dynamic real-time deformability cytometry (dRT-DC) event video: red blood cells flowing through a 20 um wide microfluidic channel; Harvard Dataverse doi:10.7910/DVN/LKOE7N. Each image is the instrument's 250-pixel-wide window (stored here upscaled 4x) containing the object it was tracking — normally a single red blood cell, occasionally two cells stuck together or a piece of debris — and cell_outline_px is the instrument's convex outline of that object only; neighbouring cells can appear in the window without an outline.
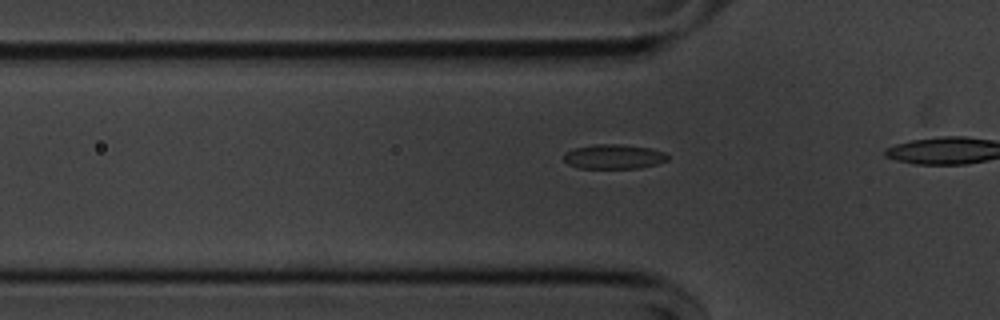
{"species": "common noctule bat (a hibernating species)", "species_latin": "Nyctalus noctula", "temperature_condition": "cold", "stored_images_in_passage": 9, "camera_frame_rate_fps": 3000, "um_per_image_px": 0.085, "animal": {"sex": "male", "body_mass_g": 20.1, "forearm_length_mm": 53.5}, "frame": {"image": 1, "passage_image": 6, "time_ms": 1.667, "image_size_px": [1000, 320], "cell_outline_px": [[668, 160], [656, 164], [640, 168], [580, 168], [568, 164], [564, 160], [564, 152], [576, 148], [592, 144], [620, 144], [652, 148], [664, 152], [668, 156]], "centroid_in_image_um": [52.18, 13.31], "position_along_channel_um": 73.6, "area_um2": 14.91}}